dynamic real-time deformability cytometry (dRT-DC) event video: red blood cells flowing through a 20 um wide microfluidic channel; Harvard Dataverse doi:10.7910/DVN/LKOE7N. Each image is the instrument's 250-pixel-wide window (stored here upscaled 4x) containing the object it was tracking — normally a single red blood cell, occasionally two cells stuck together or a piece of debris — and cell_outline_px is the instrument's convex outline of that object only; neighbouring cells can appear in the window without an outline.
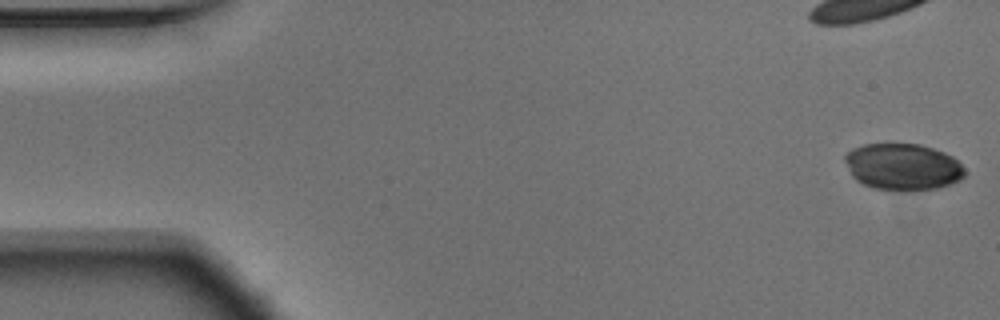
{"species": "Egyptian fruit bat (a non-hibernating species)", "species_latin": "Rousettus aegyptiacus", "temperature_condition": "warm", "stored_images_in_passage": 53, "camera_frame_rate_fps": 3000, "um_per_image_px": 0.085, "animal": {"sex": "male"}, "frame": {"image": 1, "passage_image": 1, "time_ms": 0.0, "image_size_px": [1000, 320], "cell_outline_px": [[964, 176], [960, 180], [936, 188], [876, 188], [864, 184], [856, 180], [852, 176], [844, 160], [844, 156], [852, 148], [864, 144], [920, 144], [944, 152], [952, 156], [964, 168]], "centroid_in_image_um": [76.71, 14.13], "position_along_channel_um": 8.3, "area_um2": 31.73}}